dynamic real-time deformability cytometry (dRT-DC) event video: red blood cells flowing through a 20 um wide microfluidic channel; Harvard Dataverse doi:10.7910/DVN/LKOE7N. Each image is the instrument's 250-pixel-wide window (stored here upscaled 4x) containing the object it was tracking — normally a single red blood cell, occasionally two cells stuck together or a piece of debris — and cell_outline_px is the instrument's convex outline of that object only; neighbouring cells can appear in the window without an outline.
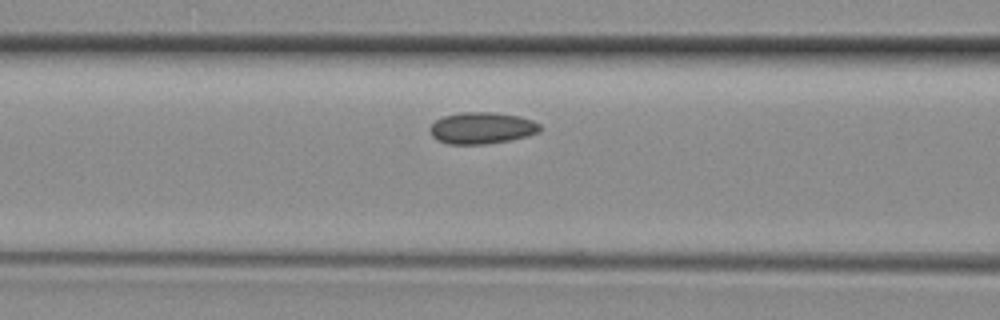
{"species": "common noctule bat (a hibernating species)", "species_latin": "Nyctalus noctula", "temperature_condition": "room temperature", "stored_images_in_passage": 4, "camera_frame_rate_fps": 3000, "um_per_image_px": 0.085, "animal": {"sex": "female", "body_mass_g": 29.2, "forearm_length_mm": 56.3}, "frame": {"image": 1, "passage_image": 4, "time_ms": 1.0, "image_size_px": [1000, 320], "cell_outline_px": [[540, 132], [528, 136], [512, 140], [484, 144], [448, 144], [436, 140], [432, 136], [428, 128], [436, 120], [444, 116], [460, 112], [492, 112], [520, 116], [532, 120], [540, 124]], "centroid_in_image_um": [40.95, 10.88], "position_along_channel_um": 125.6, "area_um2": 20.46}}